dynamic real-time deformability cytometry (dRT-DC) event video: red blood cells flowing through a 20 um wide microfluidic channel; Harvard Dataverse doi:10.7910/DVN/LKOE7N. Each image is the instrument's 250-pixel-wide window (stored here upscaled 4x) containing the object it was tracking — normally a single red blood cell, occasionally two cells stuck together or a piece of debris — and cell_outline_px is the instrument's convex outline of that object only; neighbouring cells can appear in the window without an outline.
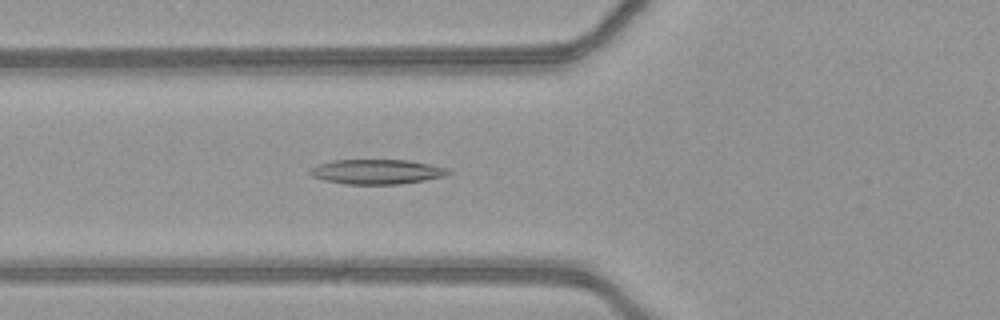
{"species": "common noctule bat (a hibernating species)", "species_latin": "Nyctalus noctula", "temperature_condition": "warm", "stored_images_in_passage": 51, "camera_frame_rate_fps": 3000, "um_per_image_px": 0.085, "animal": {"sex": "female", "body_mass_g": 21.9}, "frame": {"image": 1, "passage_image": 20, "time_ms": 6.333, "image_size_px": [1000, 320], "cell_outline_px": [[452, 172], [444, 176], [424, 180], [400, 184], [344, 184], [324, 180], [312, 176], [308, 172], [312, 168], [320, 164], [332, 160], [408, 160], [448, 168]], "centroid_in_image_um": [32.03, 14.6], "position_along_channel_um": 93.8, "area_um2": 19.83}}
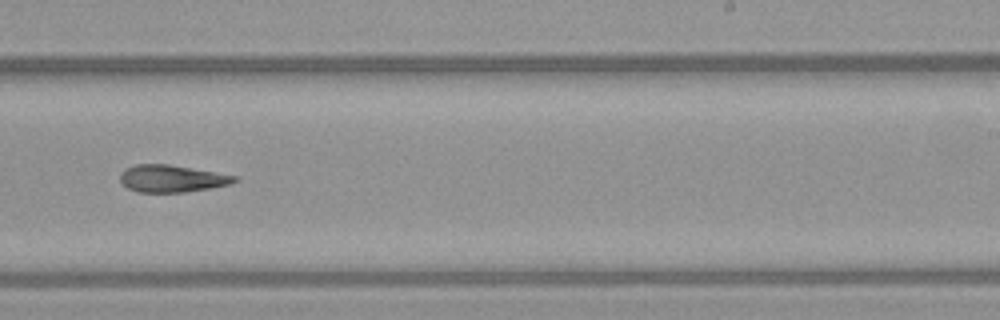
{"frame": {"image": 2, "passage_image": 33, "time_ms": 10.667, "image_size_px": [1000, 320], "cell_outline_px": [[240, 180], [232, 184], [184, 192], [136, 192], [128, 188], [120, 180], [120, 172], [124, 168], [136, 164], [168, 164], [240, 176]], "centroid_in_image_um": [14.63, 15.17], "position_along_channel_um": 274.4, "area_um2": 18.26}}
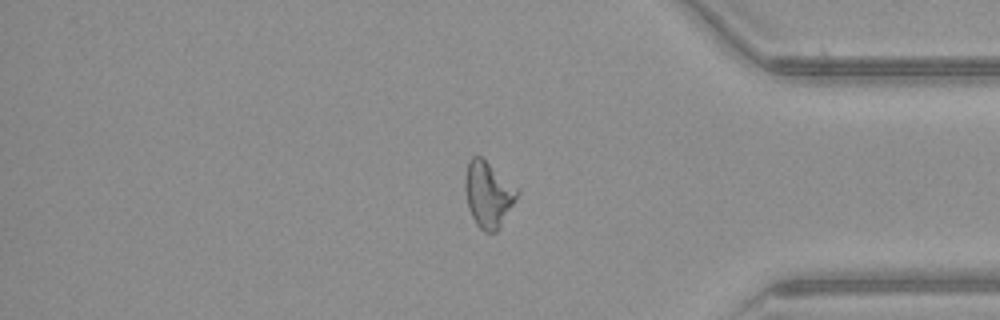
{"frame": {"image": 3, "passage_image": 43, "time_ms": 14.0, "image_size_px": [1000, 320], "cell_outline_px": [[520, 192], [500, 228], [496, 232], [484, 232], [476, 224], [468, 208], [464, 188], [464, 180], [468, 160], [472, 156], [480, 156], [516, 188]], "centroid_in_image_um": [41.47, 16.55], "position_along_channel_um": 393.7, "area_um2": 19.77}}